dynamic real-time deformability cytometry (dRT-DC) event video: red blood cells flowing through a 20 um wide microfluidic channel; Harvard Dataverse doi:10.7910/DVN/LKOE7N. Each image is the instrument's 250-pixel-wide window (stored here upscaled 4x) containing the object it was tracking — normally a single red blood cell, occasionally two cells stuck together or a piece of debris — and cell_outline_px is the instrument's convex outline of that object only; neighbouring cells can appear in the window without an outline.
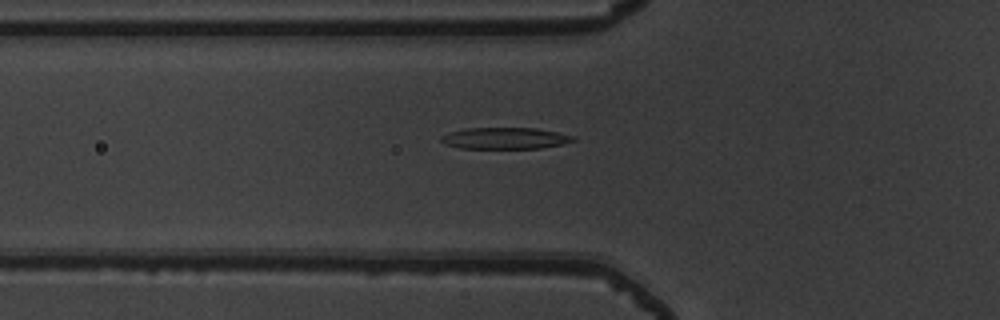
{"species": "common noctule bat (a hibernating species)", "species_latin": "Nyctalus noctula", "temperature_condition": "warm", "stored_images_in_passage": 38, "camera_frame_rate_fps": 3000, "um_per_image_px": 0.085, "animal": {"sex": "male", "body_mass_g": 19.5, "forearm_length_mm": 54.6}, "frame": {"image": 1, "passage_image": 4, "time_ms": 1.0, "image_size_px": [1000, 320], "cell_outline_px": [[576, 140], [564, 144], [540, 148], [460, 148], [444, 144], [440, 140], [440, 136], [452, 132], [468, 128], [536, 128], [576, 136]], "centroid_in_image_um": [42.96, 11.75], "position_along_channel_um": 82.8, "area_um2": 16.47}}
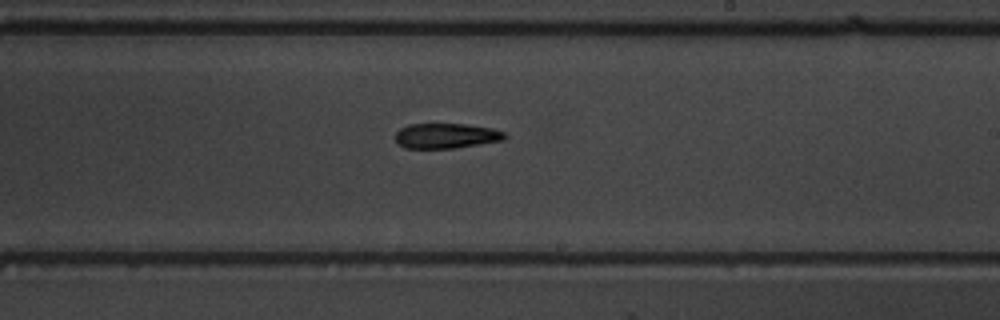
{"frame": {"image": 2, "passage_image": 17, "time_ms": 5.333, "image_size_px": [1000, 320], "cell_outline_px": [[508, 136], [504, 140], [452, 148], [404, 148], [396, 140], [396, 132], [400, 128], [408, 124], [468, 124], [492, 128], [504, 132]], "centroid_in_image_um": [37.93, 11.53], "position_along_channel_um": 251.1, "area_um2": 15.95}}
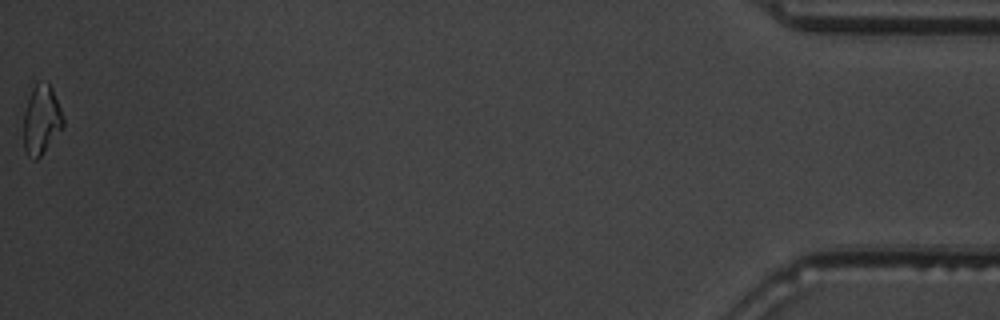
{"frame": {"image": 3, "passage_image": 38, "time_ms": 12.333, "image_size_px": [1000, 320], "cell_outline_px": [[64, 128], [40, 156], [36, 160], [32, 160], [28, 156], [24, 148], [24, 112], [28, 96], [32, 88], [36, 84], [48, 80], [52, 88], [60, 108], [64, 120]], "centroid_in_image_um": [3.52, 10.19], "position_along_channel_um": 431.7, "area_um2": 16.13}, "authors_computed_cell_mechanics": {"area_um2": 16.5308, "velocity_mm_per_s": 3.8739, "shape_relaxation_time_tau1_ms": 4.4768, "shape_relaxation_time_tau2_ms": null, "deformation_change_tau1": 0.174, "deformation_change_tau2": null}}